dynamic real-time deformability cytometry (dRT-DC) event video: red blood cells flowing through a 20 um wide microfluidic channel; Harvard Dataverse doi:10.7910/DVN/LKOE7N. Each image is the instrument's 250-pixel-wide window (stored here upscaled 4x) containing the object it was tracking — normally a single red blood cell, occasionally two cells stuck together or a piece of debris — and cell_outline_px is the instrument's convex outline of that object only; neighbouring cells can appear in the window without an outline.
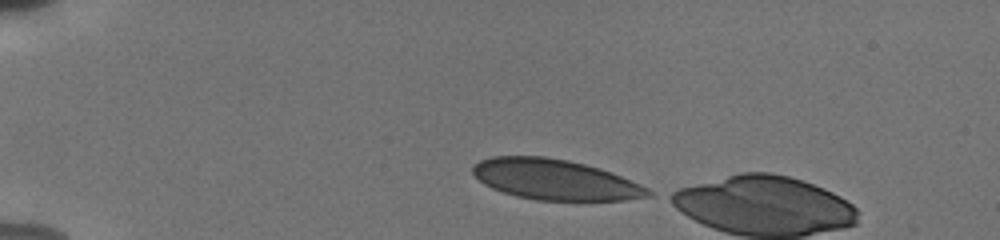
{"species": "human", "species_latin": "Homo sapiens", "temperature_condition": "cold", "stored_images_in_passage": 4, "camera_frame_rate_fps": 3000, "um_per_image_px": 0.085, "donor": {"sex": "male"}, "frame": {"image": 1, "passage_image": 1, "time_ms": 0.0, "image_size_px": [1000, 240], "cell_outline_px": [[656, 192], [652, 196], [624, 200], [536, 200], [516, 196], [492, 188], [484, 184], [472, 172], [472, 168], [480, 160], [492, 156], [544, 156], [568, 160], [600, 168], [640, 184]], "centroid_in_image_um": [47.2, 15.26], "position_along_channel_um": 37.8, "area_um2": 41.21}}